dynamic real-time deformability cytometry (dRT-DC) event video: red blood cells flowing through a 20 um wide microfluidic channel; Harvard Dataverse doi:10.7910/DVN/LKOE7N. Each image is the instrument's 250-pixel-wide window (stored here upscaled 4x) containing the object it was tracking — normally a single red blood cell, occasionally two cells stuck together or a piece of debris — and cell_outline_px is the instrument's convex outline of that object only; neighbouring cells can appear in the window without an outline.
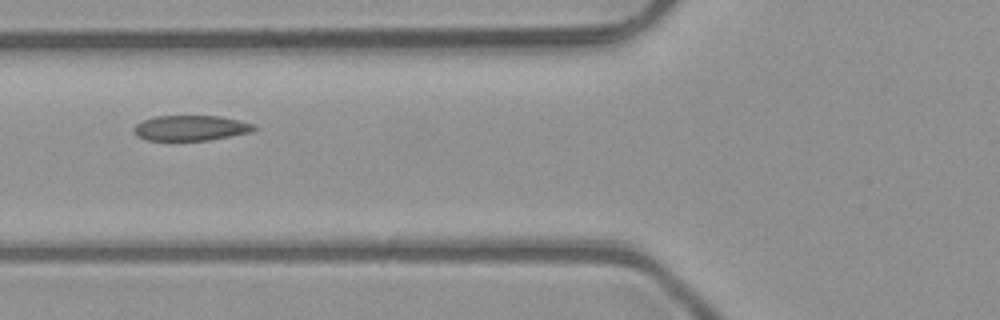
{"species": "common noctule bat (a hibernating species)", "species_latin": "Nyctalus noctula", "temperature_condition": "room temperature", "stored_images_in_passage": 2, "camera_frame_rate_fps": 3000, "um_per_image_px": 0.085, "animal": {"sex": "male", "body_mass_g": 23.1, "forearm_length_mm": 52.7}, "frame": {"image": 1, "passage_image": 2, "time_ms": 0.333, "image_size_px": [1000, 320], "cell_outline_px": [[260, 128], [252, 132], [208, 140], [148, 140], [136, 136], [132, 128], [136, 124], [152, 116], [220, 116], [240, 120], [256, 124]], "centroid_in_image_um": [16.25, 10.87], "position_along_channel_um": 109.5, "area_um2": 17.92}}